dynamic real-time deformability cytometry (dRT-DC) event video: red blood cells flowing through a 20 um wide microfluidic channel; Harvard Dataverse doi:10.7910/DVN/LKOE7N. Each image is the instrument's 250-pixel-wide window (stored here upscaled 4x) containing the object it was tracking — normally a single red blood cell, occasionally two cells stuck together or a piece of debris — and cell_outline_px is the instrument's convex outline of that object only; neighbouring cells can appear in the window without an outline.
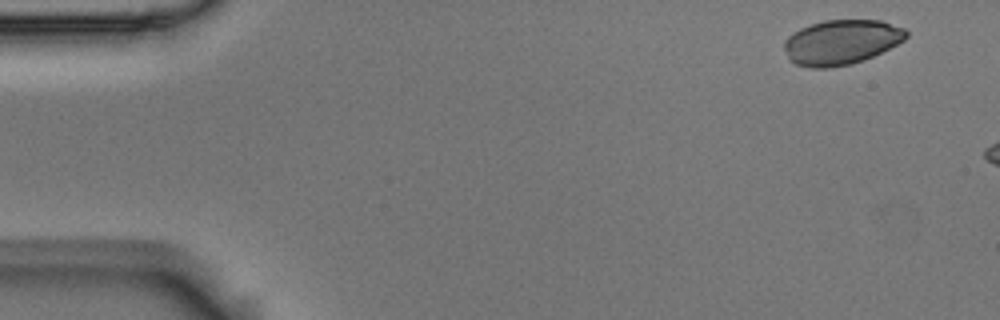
{"species": "Egyptian fruit bat (a non-hibernating species)", "species_latin": "Rousettus aegyptiacus", "temperature_condition": "room temperature", "stored_images_in_passage": 3, "camera_frame_rate_fps": 3000, "um_per_image_px": 0.085, "animal": {"sex": "male"}, "frame": {"image": 1, "passage_image": 1, "time_ms": 0.0, "image_size_px": [1000, 320], "cell_outline_px": [[908, 36], [904, 40], [864, 60], [852, 64], [828, 68], [808, 68], [796, 64], [788, 60], [784, 48], [784, 40], [792, 32], [800, 28], [824, 20], [880, 20], [904, 28], [908, 32]], "centroid_in_image_um": [71.47, 3.59], "position_along_channel_um": 13.5, "area_um2": 31.96}}